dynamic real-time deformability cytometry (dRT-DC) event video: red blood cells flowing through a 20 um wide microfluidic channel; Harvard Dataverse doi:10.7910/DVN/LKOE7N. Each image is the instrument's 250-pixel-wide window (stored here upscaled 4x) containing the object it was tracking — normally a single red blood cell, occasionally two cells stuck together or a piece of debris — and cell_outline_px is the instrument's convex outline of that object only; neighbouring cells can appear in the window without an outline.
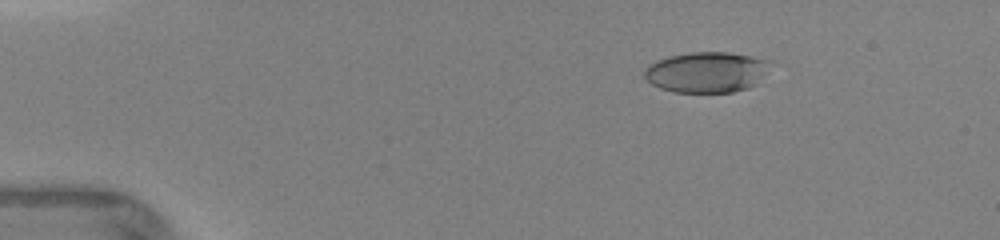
{"species": "human", "species_latin": "Homo sapiens", "temperature_condition": "warm", "stored_images_in_passage": 56, "camera_frame_rate_fps": 3000, "um_per_image_px": 0.085, "donor": {"sex": "female"}, "frame": {"image": 1, "passage_image": 16, "time_ms": 2.333, "image_size_px": [1000, 240], "cell_outline_px": [[776, 64], [756, 84], [748, 88], [732, 92], [676, 92], [660, 88], [652, 84], [644, 76], [644, 68], [648, 64], [656, 60], [668, 56], [692, 52], [728, 52], [776, 60]], "centroid_in_image_um": [60.15, 6.11], "position_along_channel_um": 24.9, "area_um2": 30.46}}
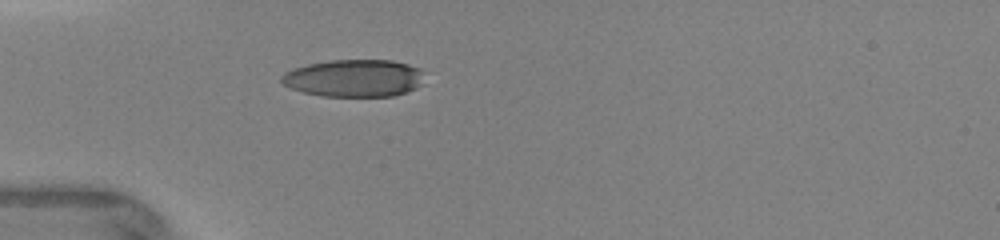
{"frame": {"image": 2, "passage_image": 32, "time_ms": 4.667, "image_size_px": [1000, 240], "cell_outline_px": [[424, 84], [416, 88], [396, 96], [320, 96], [304, 92], [292, 88], [284, 84], [280, 80], [280, 76], [284, 72], [292, 68], [308, 64], [328, 60], [392, 60], [408, 64], [420, 68], [424, 72]], "centroid_in_image_um": [30.13, 6.64], "position_along_channel_um": 54.9, "area_um2": 31.56}}